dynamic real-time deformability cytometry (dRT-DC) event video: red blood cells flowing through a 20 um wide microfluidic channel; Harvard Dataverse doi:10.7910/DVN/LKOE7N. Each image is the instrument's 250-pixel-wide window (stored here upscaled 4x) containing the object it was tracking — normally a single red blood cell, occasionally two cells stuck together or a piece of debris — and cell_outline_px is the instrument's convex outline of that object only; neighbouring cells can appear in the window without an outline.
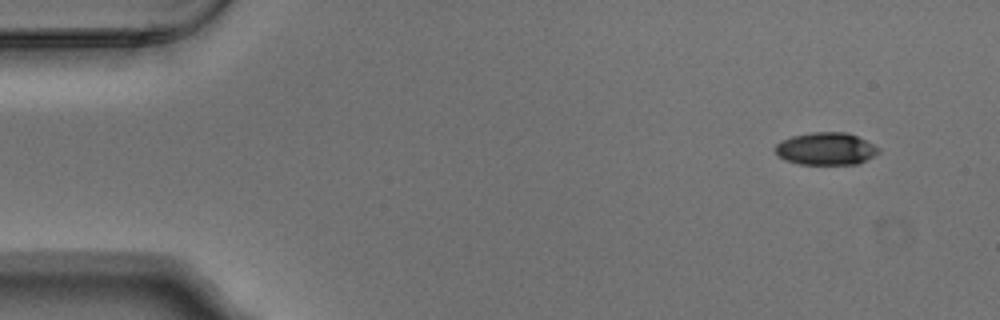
{"species": "Egyptian fruit bat (a non-hibernating species)", "species_latin": "Rousettus aegyptiacus", "temperature_condition": "warm", "stored_images_in_passage": 4, "camera_frame_rate_fps": 3000, "um_per_image_px": 0.085, "animal": {"sex": "male"}, "frame": {"image": 1, "passage_image": 1, "time_ms": 0.0, "image_size_px": [1000, 320], "cell_outline_px": [[880, 152], [876, 156], [856, 164], [800, 164], [784, 160], [776, 156], [776, 144], [792, 136], [812, 132], [848, 132], [880, 148]], "centroid_in_image_um": [70.21, 12.65], "position_along_channel_um": 14.8, "area_um2": 19.54}}
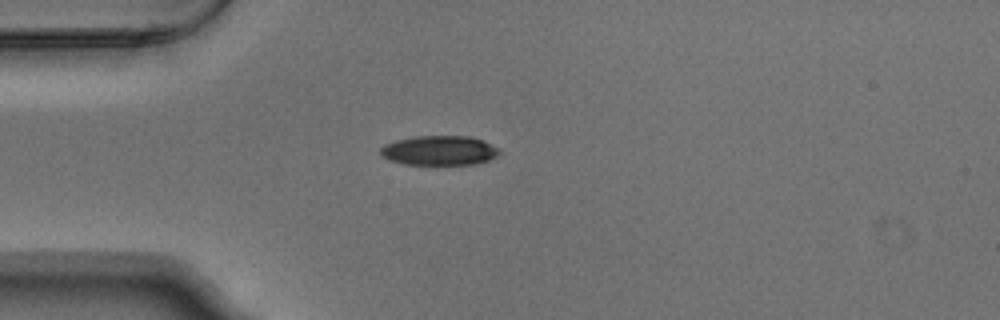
{"frame": {"image": 2, "passage_image": 4, "time_ms": 1.0, "image_size_px": [1000, 320], "cell_outline_px": [[500, 152], [496, 156], [488, 160], [472, 164], [404, 164], [380, 156], [380, 148], [384, 144], [396, 140], [416, 136], [468, 136], [484, 140], [500, 148]], "centroid_in_image_um": [37.35, 12.78], "position_along_channel_um": 47.7, "area_um2": 20.46}}